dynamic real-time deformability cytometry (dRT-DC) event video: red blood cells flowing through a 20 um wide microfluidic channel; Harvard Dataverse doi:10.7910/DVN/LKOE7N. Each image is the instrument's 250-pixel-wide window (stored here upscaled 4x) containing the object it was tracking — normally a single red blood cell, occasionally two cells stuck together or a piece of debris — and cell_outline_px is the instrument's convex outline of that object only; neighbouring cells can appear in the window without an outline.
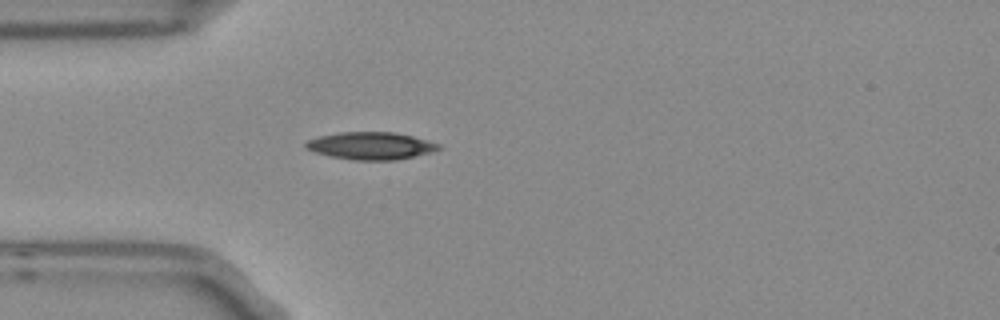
{"species": "Egyptian fruit bat (a non-hibernating species)", "species_latin": "Rousettus aegyptiacus", "temperature_condition": "room temperature", "stored_images_in_passage": 4, "camera_frame_rate_fps": 3000, "um_per_image_px": 0.085, "frame": {"image": 1, "passage_image": 4, "time_ms": 1.0, "image_size_px": [1000, 320], "cell_outline_px": [[440, 148], [432, 152], [396, 160], [352, 160], [332, 156], [316, 152], [304, 148], [304, 144], [308, 140], [320, 136], [340, 132], [396, 132], [412, 136], [440, 144]], "centroid_in_image_um": [31.52, 12.39], "position_along_channel_um": 53.5, "area_um2": 21.1}}